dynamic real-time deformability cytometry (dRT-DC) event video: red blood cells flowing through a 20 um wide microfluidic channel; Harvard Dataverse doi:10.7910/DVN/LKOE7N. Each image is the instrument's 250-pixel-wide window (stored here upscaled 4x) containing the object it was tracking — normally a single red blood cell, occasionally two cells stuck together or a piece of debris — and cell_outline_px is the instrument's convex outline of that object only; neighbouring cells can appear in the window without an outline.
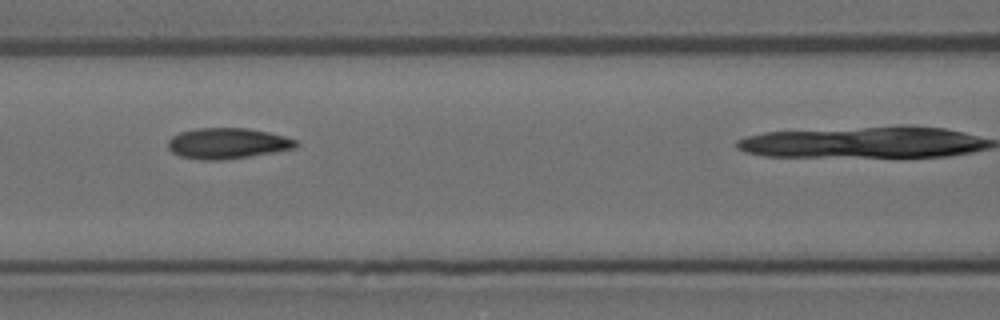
{"species": "Egyptian fruit bat (a non-hibernating species)", "species_latin": "Rousettus aegyptiacus", "temperature_condition": "room temperature", "stored_images_in_passage": 4, "camera_frame_rate_fps": 3000, "um_per_image_px": 0.085, "animal": {"sex": "female"}, "frame": {"image": 1, "passage_image": 3, "time_ms": 0.667, "image_size_px": [1000, 320], "cell_outline_px": [[300, 144], [296, 148], [248, 156], [220, 160], [200, 160], [180, 156], [172, 152], [168, 148], [168, 140], [172, 136], [180, 132], [196, 128], [248, 128], [268, 132], [284, 136], [296, 140]], "centroid_in_image_um": [19.32, 12.18], "position_along_channel_um": 147.3, "area_um2": 22.89}}